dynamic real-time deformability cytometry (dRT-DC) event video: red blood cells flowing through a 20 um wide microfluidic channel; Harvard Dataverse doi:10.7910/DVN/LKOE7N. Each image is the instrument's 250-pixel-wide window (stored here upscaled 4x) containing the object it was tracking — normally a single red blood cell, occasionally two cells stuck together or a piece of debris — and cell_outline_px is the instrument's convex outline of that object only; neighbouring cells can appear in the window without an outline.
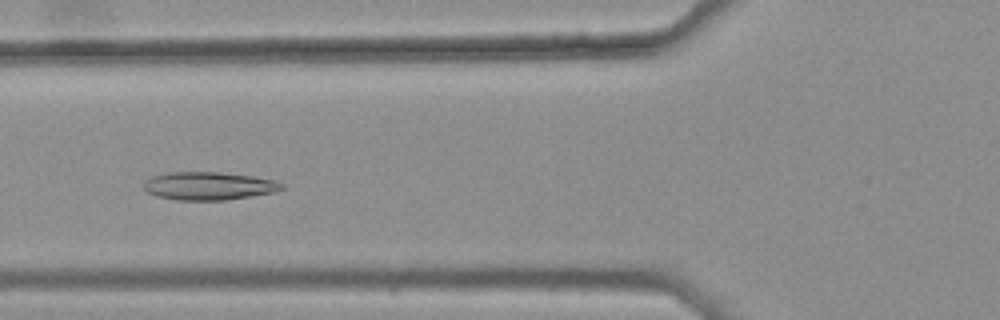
{"species": "common noctule bat (a hibernating species)", "species_latin": "Nyctalus noctula", "temperature_condition": "warm", "stored_images_in_passage": 40, "camera_frame_rate_fps": 3000, "um_per_image_px": 0.085, "animal": {"sex": "female", "body_mass_g": 25.1}, "frame": {"image": 1, "passage_image": 16, "time_ms": 5.0, "image_size_px": [1000, 320], "cell_outline_px": [[284, 188], [272, 192], [252, 196], [224, 200], [176, 200], [156, 196], [148, 192], [144, 188], [144, 184], [152, 176], [172, 172], [220, 172], [252, 176], [276, 180], [284, 184]], "centroid_in_image_um": [17.77, 15.8], "position_along_channel_um": 108.0, "area_um2": 22.43}}
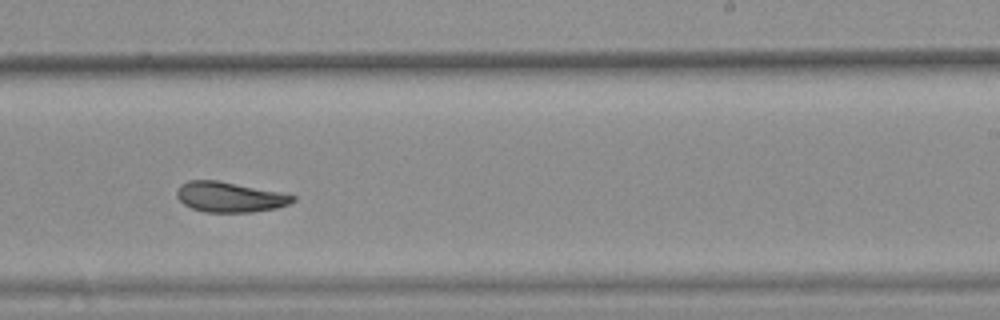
{"frame": {"image": 2, "passage_image": 29, "time_ms": 9.333, "image_size_px": [1000, 320], "cell_outline_px": [[296, 200], [288, 204], [276, 208], [252, 212], [204, 212], [192, 208], [184, 204], [176, 196], [176, 188], [180, 184], [188, 180], [216, 180], [280, 192], [296, 196]], "centroid_in_image_um": [19.49, 16.74], "position_along_channel_um": 269.5, "area_um2": 20.4}}
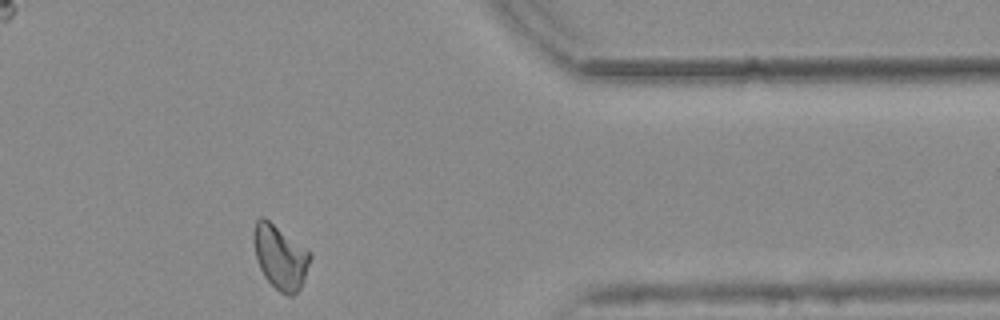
{"frame": {"image": 3, "passage_image": 40, "time_ms": 13.0, "image_size_px": [1000, 320], "cell_outline_px": [[312, 256], [304, 280], [300, 288], [292, 296], [288, 296], [280, 292], [264, 276], [260, 268], [256, 256], [252, 240], [252, 236], [256, 220], [260, 216], [264, 216], [312, 252]], "centroid_in_image_um": [23.82, 21.81], "position_along_channel_um": 387.6, "area_um2": 21.27}, "authors_computed_cell_mechanics": {"area_um2": 21.1837, "velocity_mm_per_s": 3.7275, "shape_relaxation_time_tau1_ms": null, "shape_relaxation_time_tau2_ms": 4.878, "deformation_change_tau1": null, "deformation_change_tau2": 0.1045}}